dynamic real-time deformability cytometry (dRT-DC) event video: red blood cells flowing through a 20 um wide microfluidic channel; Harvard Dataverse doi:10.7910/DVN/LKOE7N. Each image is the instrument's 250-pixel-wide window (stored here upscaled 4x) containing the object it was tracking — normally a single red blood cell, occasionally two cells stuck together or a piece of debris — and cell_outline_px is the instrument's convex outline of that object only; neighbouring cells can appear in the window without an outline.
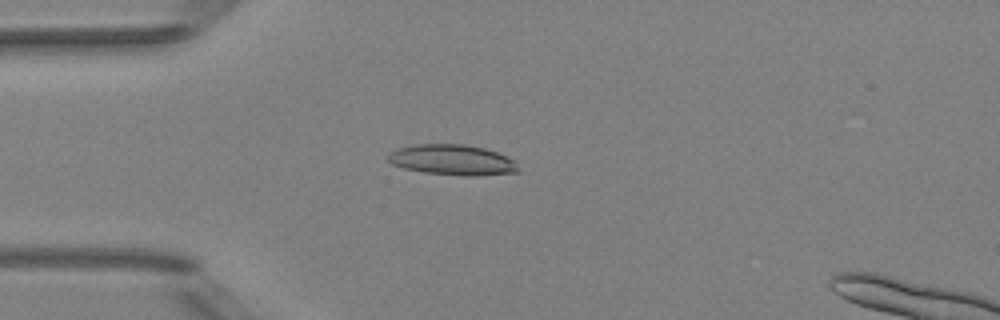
{"species": "Egyptian fruit bat (a non-hibernating species)", "species_latin": "Rousettus aegyptiacus", "temperature_condition": "room temperature", "stored_images_in_passage": 45, "camera_frame_rate_fps": 3000, "um_per_image_px": 0.085, "animal": {"sex": "female"}, "frame": {"image": 1, "passage_image": 13, "time_ms": 4.0, "image_size_px": [1000, 320], "cell_outline_px": [[520, 172], [480, 176], [464, 176], [424, 172], [404, 168], [392, 164], [388, 160], [388, 152], [396, 148], [416, 144], [464, 144], [484, 148], [508, 156], [516, 164]], "centroid_in_image_um": [38.44, 13.59], "position_along_channel_um": 46.6, "area_um2": 23.29}}
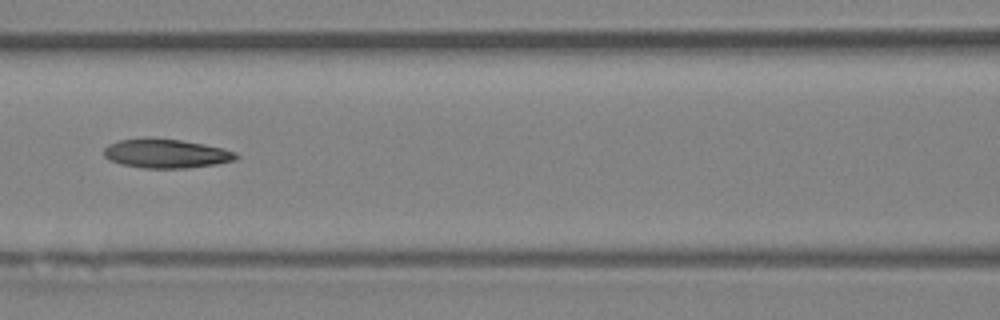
{"frame": {"image": 2, "passage_image": 22, "time_ms": 7.0, "image_size_px": [1000, 320], "cell_outline_px": [[240, 156], [236, 160], [216, 164], [188, 168], [144, 168], [120, 164], [108, 160], [104, 156], [104, 148], [108, 144], [120, 140], [144, 136], [152, 136], [180, 140], [204, 144], [224, 148], [236, 152]], "centroid_in_image_um": [14.1, 13.03], "position_along_channel_um": 152.5, "area_um2": 22.95}}
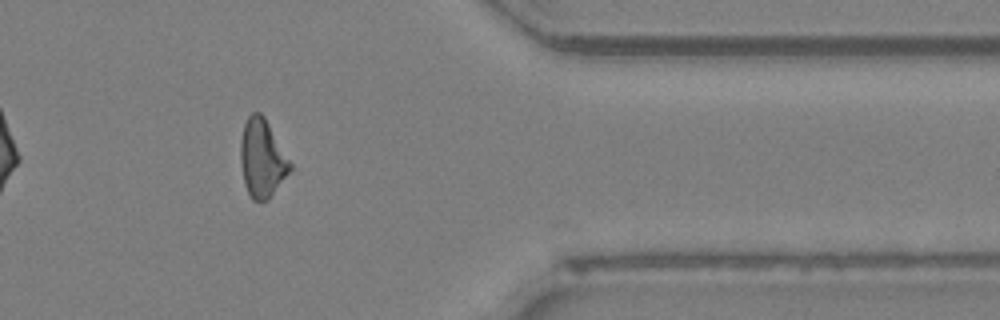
{"frame": {"image": 3, "passage_image": 41, "time_ms": 13.333, "image_size_px": [1000, 320], "cell_outline_px": [[292, 168], [268, 200], [252, 200], [244, 184], [240, 160], [240, 140], [244, 124], [248, 116], [252, 112], [260, 112], [264, 116], [292, 164]], "centroid_in_image_um": [22.26, 13.45], "position_along_channel_um": 389.1, "area_um2": 22.43}, "authors_computed_cell_mechanics": {"area_um2": 22.7154, "velocity_mm_per_s": 4.0492, "shape_relaxation_time_tau1_ms": null, "shape_relaxation_time_tau2_ms": 4.1211, "deformation_change_tau1": null, "deformation_change_tau2": 0.1502}}